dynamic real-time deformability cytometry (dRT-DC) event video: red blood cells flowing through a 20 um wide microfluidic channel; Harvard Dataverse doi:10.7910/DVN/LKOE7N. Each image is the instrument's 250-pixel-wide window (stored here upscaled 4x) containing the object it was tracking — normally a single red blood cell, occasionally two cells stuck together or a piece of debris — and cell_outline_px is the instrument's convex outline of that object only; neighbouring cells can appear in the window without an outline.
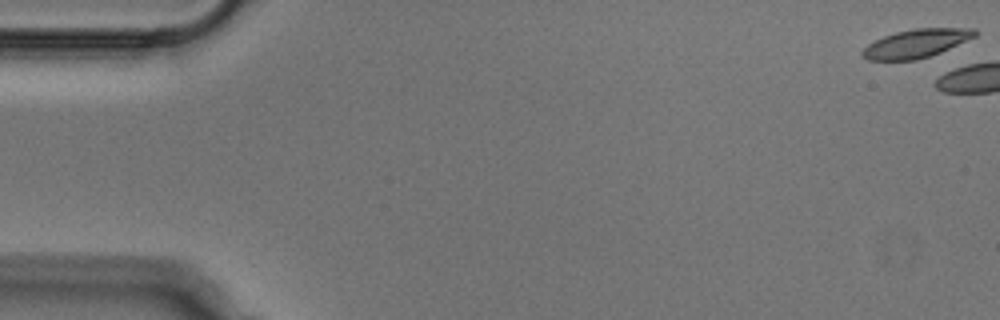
{"species": "Egyptian fruit bat (a non-hibernating species)", "species_latin": "Rousettus aegyptiacus", "temperature_condition": "cold", "stored_images_in_passage": 4, "camera_frame_rate_fps": 3000, "um_per_image_px": 0.085, "animal": {"sex": "male"}, "frame": {"image": 1, "passage_image": 1, "time_ms": 0.0, "image_size_px": [1000, 320], "cell_outline_px": [[976, 36], [940, 52], [916, 60], [868, 60], [860, 56], [860, 52], [868, 44], [884, 36], [896, 32], [912, 28], [976, 28]], "centroid_in_image_um": [77.84, 3.69], "position_along_channel_um": 7.2, "area_um2": 18.55}}